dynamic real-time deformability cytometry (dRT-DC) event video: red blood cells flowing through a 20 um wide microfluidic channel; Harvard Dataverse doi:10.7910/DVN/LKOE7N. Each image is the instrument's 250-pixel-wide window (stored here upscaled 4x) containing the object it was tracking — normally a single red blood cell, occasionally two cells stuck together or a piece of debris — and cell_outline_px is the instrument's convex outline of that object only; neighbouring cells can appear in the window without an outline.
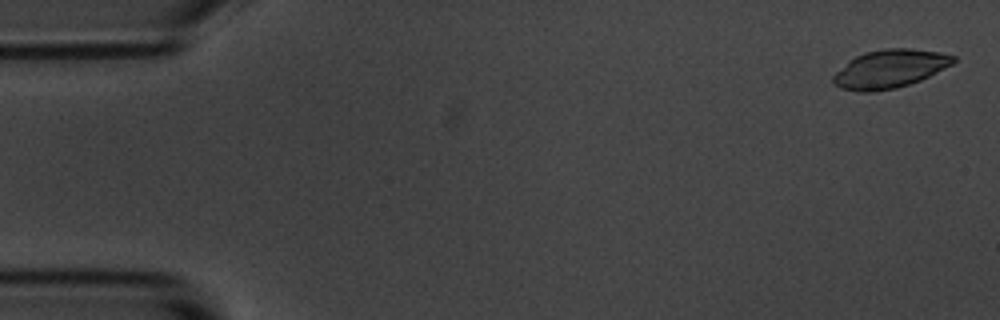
{"species": "common noctule bat (a hibernating species)", "species_latin": "Nyctalus noctula", "temperature_condition": "room temperature", "stored_images_in_passage": 5, "camera_frame_rate_fps": 3000, "um_per_image_px": 0.085, "animal": {"sex": "male", "body_mass_g": 20.1, "forearm_length_mm": 53.5}, "frame": {"image": 1, "passage_image": 1, "time_ms": 0.0, "image_size_px": [1000, 320], "cell_outline_px": [[956, 60], [952, 64], [920, 80], [896, 88], [876, 92], [860, 92], [840, 88], [832, 84], [832, 76], [848, 60], [864, 52], [884, 48], [908, 48], [940, 52], [956, 56]], "centroid_in_image_um": [75.59, 5.85], "position_along_channel_um": 9.4, "area_um2": 26.93}}